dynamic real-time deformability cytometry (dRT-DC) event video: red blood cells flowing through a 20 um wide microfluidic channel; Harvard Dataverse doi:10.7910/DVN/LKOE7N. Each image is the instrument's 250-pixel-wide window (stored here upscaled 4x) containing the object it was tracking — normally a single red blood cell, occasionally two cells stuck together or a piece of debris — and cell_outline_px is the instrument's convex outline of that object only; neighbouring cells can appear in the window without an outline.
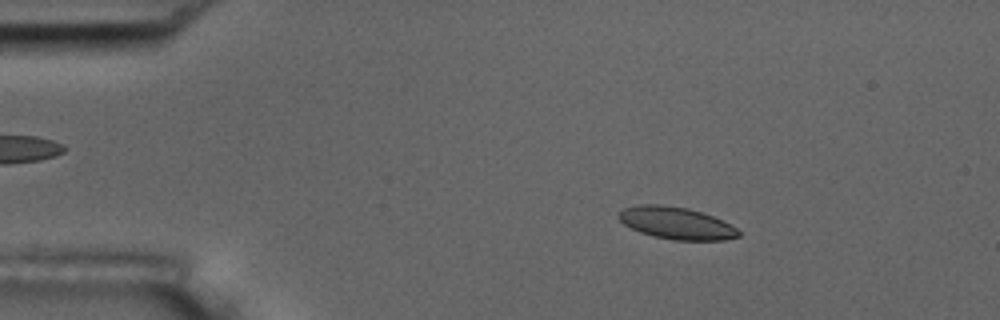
{"species": "common noctule bat (a hibernating species)", "species_latin": "Nyctalus noctula", "temperature_condition": "room temperature", "stored_images_in_passage": 5, "camera_frame_rate_fps": 3000, "um_per_image_px": 0.085, "animal": {"sex": "male", "body_mass_g": 17.5, "forearm_length_mm": 52.3}, "frame": {"image": 1, "passage_image": 2, "time_ms": 1.333, "image_size_px": [1000, 320], "cell_outline_px": [[740, 236], [724, 240], [672, 240], [652, 236], [640, 232], [624, 224], [616, 216], [616, 212], [624, 208], [640, 204], [660, 204], [688, 208], [712, 216], [736, 228], [740, 232]], "centroid_in_image_um": [57.43, 18.96], "position_along_channel_um": 27.6, "area_um2": 22.43}}
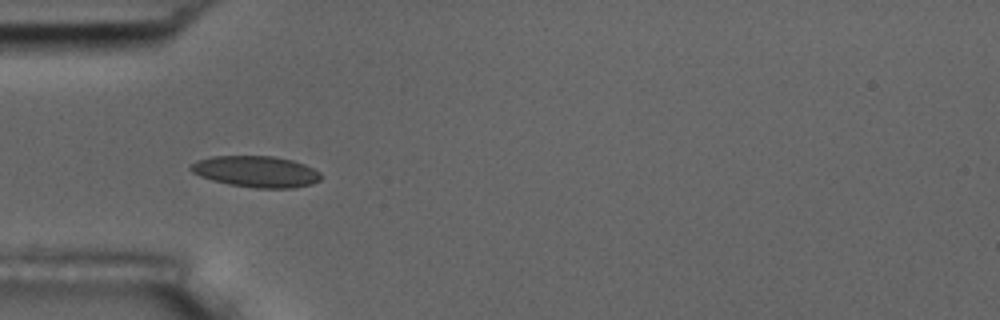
{"frame": {"image": 2, "passage_image": 4, "time_ms": 4.0, "image_size_px": [1000, 320], "cell_outline_px": [[324, 176], [320, 180], [312, 184], [292, 188], [256, 188], [228, 184], [212, 180], [200, 176], [192, 172], [188, 168], [196, 160], [212, 156], [272, 156], [292, 160], [304, 164], [320, 172]], "centroid_in_image_um": [21.77, 14.58], "position_along_channel_um": 63.2, "area_um2": 23.81}}